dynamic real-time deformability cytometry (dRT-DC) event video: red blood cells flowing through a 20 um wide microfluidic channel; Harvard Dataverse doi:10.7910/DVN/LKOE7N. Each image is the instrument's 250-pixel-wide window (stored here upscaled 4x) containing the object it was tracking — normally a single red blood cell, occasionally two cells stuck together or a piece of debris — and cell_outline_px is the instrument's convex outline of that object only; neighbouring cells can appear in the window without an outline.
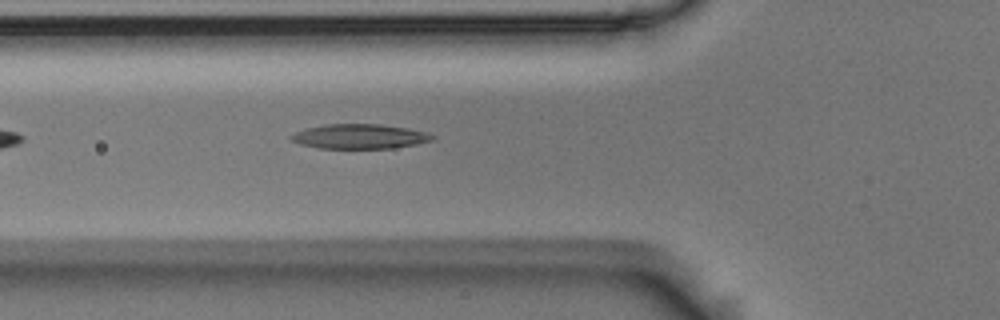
{"species": "Egyptian fruit bat (a non-hibernating species)", "species_latin": "Rousettus aegyptiacus", "temperature_condition": "room temperature", "stored_images_in_passage": 3, "camera_frame_rate_fps": 3000, "um_per_image_px": 0.085, "animal": {"sex": "male"}, "frame": {"image": 1, "passage_image": 3, "time_ms": 0.667, "image_size_px": [1000, 320], "cell_outline_px": [[436, 140], [416, 144], [392, 148], [320, 148], [300, 144], [292, 140], [288, 136], [296, 132], [308, 128], [324, 124], [380, 124], [408, 128], [428, 132], [436, 136]], "centroid_in_image_um": [30.63, 11.59], "position_along_channel_um": 95.2, "area_um2": 20.35}}